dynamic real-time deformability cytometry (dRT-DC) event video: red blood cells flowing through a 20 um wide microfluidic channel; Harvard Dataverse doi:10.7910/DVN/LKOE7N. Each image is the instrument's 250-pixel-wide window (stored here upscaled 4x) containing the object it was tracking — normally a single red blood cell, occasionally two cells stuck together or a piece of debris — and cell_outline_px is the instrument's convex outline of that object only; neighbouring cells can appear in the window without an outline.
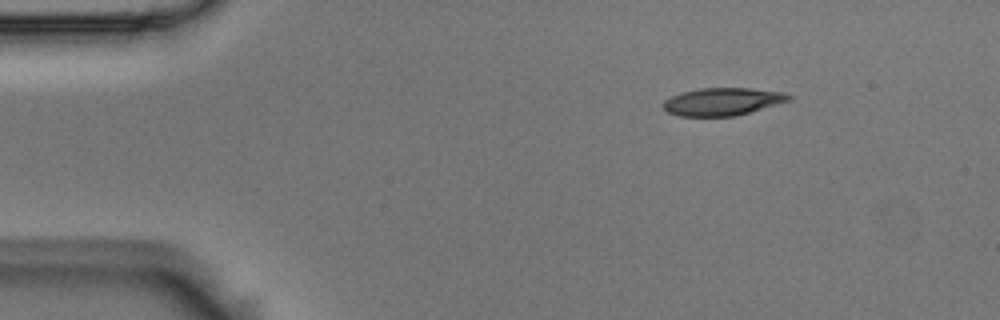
{"species": "Egyptian fruit bat (a non-hibernating species)", "species_latin": "Rousettus aegyptiacus", "temperature_condition": "room temperature", "stored_images_in_passage": 6, "segment_of_instrument_passage": [2, 2], "camera_frame_rate_fps": 3000, "um_per_image_px": 0.085, "animal": {"sex": "male"}, "frame": {"image": 1, "passage_image": 6, "time_ms": 1.667, "image_size_px": [1000, 320], "cell_outline_px": [[792, 100], [736, 116], [680, 116], [668, 112], [664, 108], [664, 100], [680, 92], [700, 88], [748, 88], [784, 92], [792, 96]], "centroid_in_image_um": [61.44, 8.63], "position_along_channel_um": 23.6, "area_um2": 20.23}}